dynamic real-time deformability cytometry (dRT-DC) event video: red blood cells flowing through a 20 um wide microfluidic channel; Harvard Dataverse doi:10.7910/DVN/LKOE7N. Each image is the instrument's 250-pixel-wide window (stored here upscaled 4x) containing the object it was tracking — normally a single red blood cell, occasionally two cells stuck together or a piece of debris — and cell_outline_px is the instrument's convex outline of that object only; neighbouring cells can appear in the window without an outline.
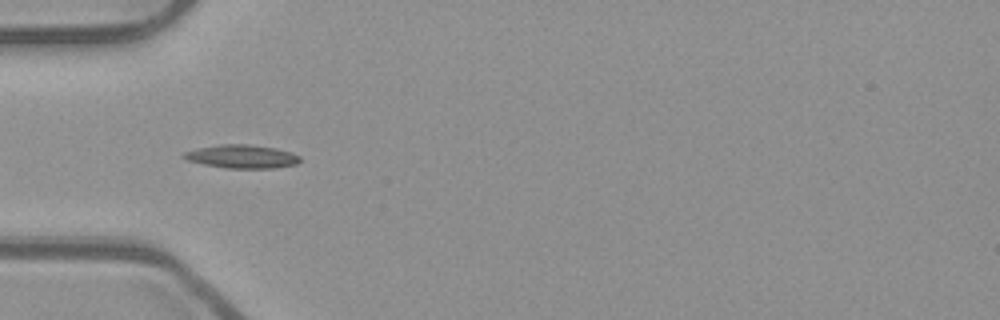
{"species": "common noctule bat (a hibernating species)", "species_latin": "Nyctalus noctula", "temperature_condition": "room temperature", "stored_images_in_passage": 38, "camera_frame_rate_fps": 3000, "um_per_image_px": 0.085, "animal": {"sex": "male", "body_mass_g": 23.1, "forearm_length_mm": 52.7}, "frame": {"image": 1, "passage_image": 2, "time_ms": 0.333, "image_size_px": [1000, 320], "cell_outline_px": [[300, 160], [296, 164], [276, 168], [224, 168], [204, 164], [188, 160], [180, 156], [184, 152], [196, 148], [220, 144], [248, 144], [276, 148], [292, 152], [300, 156]], "centroid_in_image_um": [20.55, 13.3], "position_along_channel_um": 64.4, "area_um2": 15.95}}
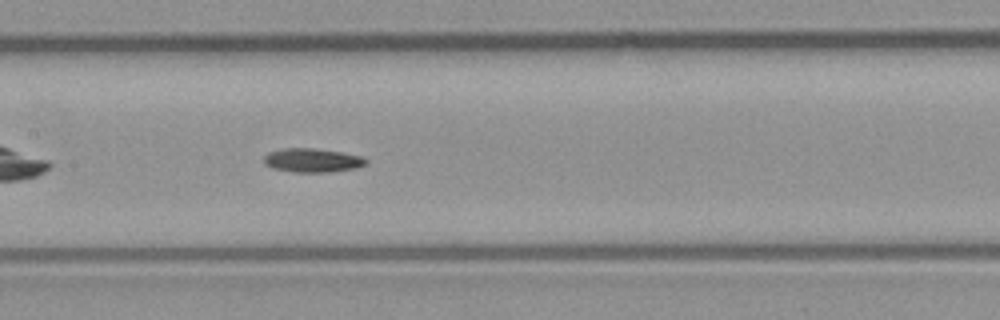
{"frame": {"image": 2, "passage_image": 11, "time_ms": 3.333, "image_size_px": [1000, 320], "cell_outline_px": [[368, 164], [356, 168], [332, 172], [292, 172], [272, 168], [264, 164], [264, 156], [268, 152], [284, 148], [312, 148], [340, 152], [360, 156], [368, 160]], "centroid_in_image_um": [26.54, 13.63], "position_along_channel_um": 180.9, "area_um2": 14.28}}
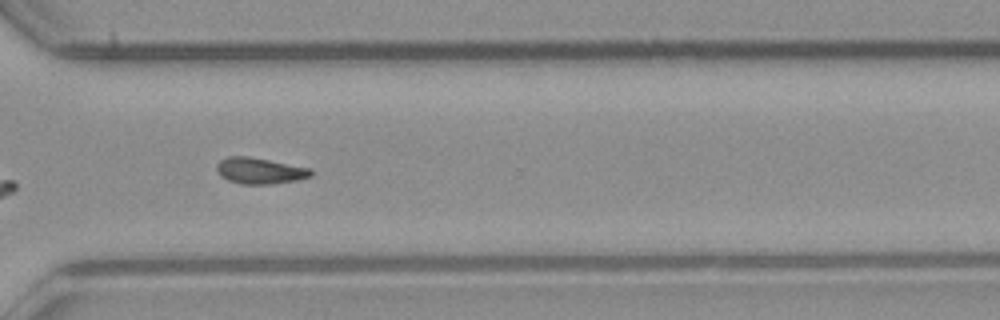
{"frame": {"image": 3, "passage_image": 24, "time_ms": 7.667, "image_size_px": [1000, 320], "cell_outline_px": [[312, 176], [296, 180], [268, 184], [240, 184], [228, 180], [220, 176], [216, 168], [216, 164], [220, 160], [228, 156], [248, 156], [308, 168], [312, 172]], "centroid_in_image_um": [22.02, 14.51], "position_along_channel_um": 348.6, "area_um2": 14.16}, "authors_computed_cell_mechanics": {"area_um2": 13.8431, "velocity_mm_per_s": 3.8984, "shape_relaxation_time_tau1_ms": null, "shape_relaxation_time_tau2_ms": 5.7664, "deformation_change_tau1": null, "deformation_change_tau2": 0.1274}}